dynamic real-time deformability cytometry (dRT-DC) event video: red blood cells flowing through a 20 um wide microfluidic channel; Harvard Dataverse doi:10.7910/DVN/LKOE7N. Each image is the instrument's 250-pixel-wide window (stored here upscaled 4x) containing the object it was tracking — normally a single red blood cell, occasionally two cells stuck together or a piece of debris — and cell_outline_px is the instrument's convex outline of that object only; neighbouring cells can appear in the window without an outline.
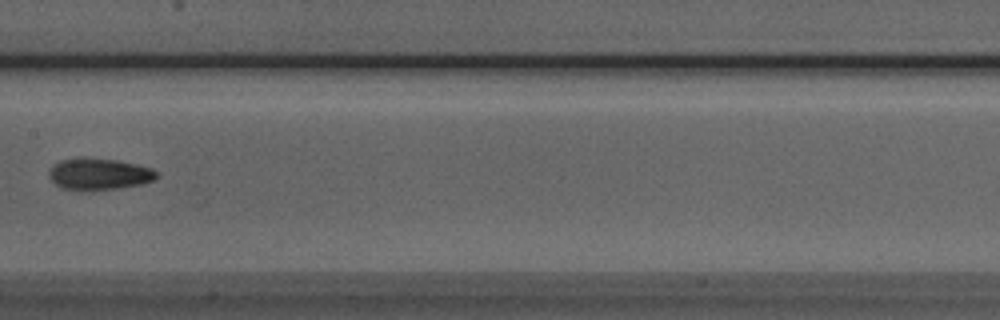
{"species": "Egyptian fruit bat (a non-hibernating species)", "species_latin": "Rousettus aegyptiacus", "temperature_condition": "room temperature", "stored_images_in_passage": 7, "camera_frame_rate_fps": 3000, "um_per_image_px": 0.085, "animal": {"sex": "male"}, "frame": {"image": 1, "passage_image": 6, "time_ms": 5.667, "image_size_px": [1000, 320], "cell_outline_px": [[160, 176], [144, 184], [116, 188], [60, 188], [48, 176], [48, 172], [60, 160], [84, 156], [116, 160], [136, 164], [152, 168]], "centroid_in_image_um": [8.45, 14.75], "position_along_channel_um": 199.0, "area_um2": 19.42}}
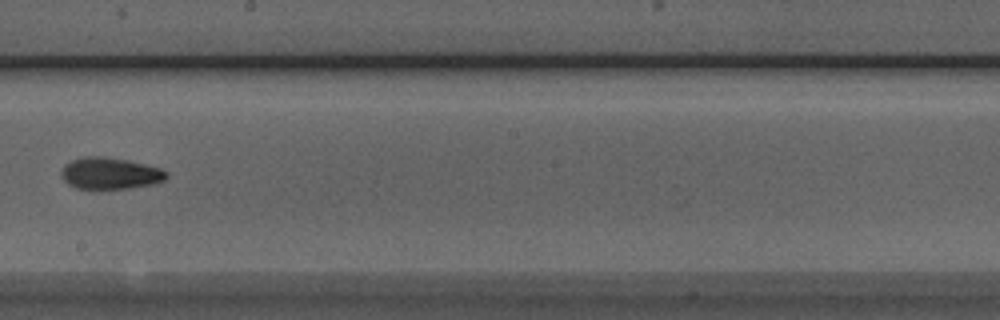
{"frame": {"image": 2, "passage_image": 7, "time_ms": 6.667, "image_size_px": [1000, 320], "cell_outline_px": [[168, 176], [164, 180], [156, 184], [128, 188], [76, 188], [68, 184], [64, 180], [60, 172], [64, 164], [72, 160], [84, 156], [104, 156], [128, 160], [160, 168], [168, 172]], "centroid_in_image_um": [9.36, 14.72], "position_along_channel_um": 238.8, "area_um2": 19.42}}